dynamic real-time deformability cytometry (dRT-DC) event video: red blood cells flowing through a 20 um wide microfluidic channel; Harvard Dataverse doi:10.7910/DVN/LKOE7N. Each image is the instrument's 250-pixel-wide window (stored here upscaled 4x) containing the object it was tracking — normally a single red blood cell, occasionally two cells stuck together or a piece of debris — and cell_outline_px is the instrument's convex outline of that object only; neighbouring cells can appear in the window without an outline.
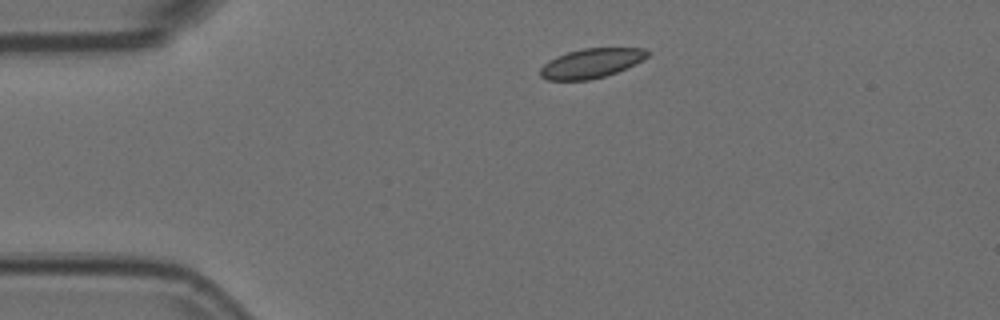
{"species": "Egyptian fruit bat (a non-hibernating species)", "species_latin": "Rousettus aegyptiacus", "temperature_condition": "room temperature", "stored_images_in_passage": 45, "camera_frame_rate_fps": 3000, "um_per_image_px": 0.085, "animal": {"sex": "female"}, "frame": {"image": 1, "passage_image": 1, "time_ms": 0.0, "image_size_px": [1000, 320], "cell_outline_px": [[652, 52], [648, 56], [636, 64], [616, 72], [604, 76], [588, 80], [548, 80], [540, 76], [540, 68], [548, 60], [556, 56], [568, 52], [584, 48], [644, 48]], "centroid_in_image_um": [50.26, 5.37], "position_along_channel_um": 34.7, "area_um2": 18.44}}
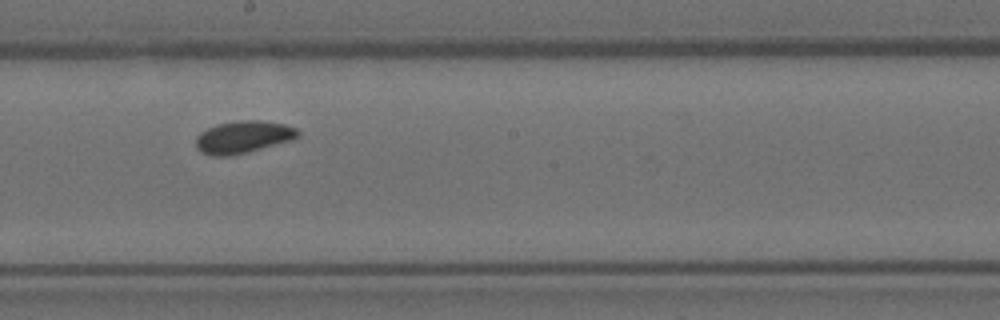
{"frame": {"image": 2, "passage_image": 20, "time_ms": 6.333, "image_size_px": [1000, 320], "cell_outline_px": [[300, 136], [292, 140], [248, 152], [228, 156], [212, 156], [200, 152], [196, 148], [196, 136], [200, 132], [216, 124], [240, 120], [260, 120], [284, 124], [296, 128], [300, 132]], "centroid_in_image_um": [20.66, 11.65], "position_along_channel_um": 227.5, "area_um2": 19.36}}
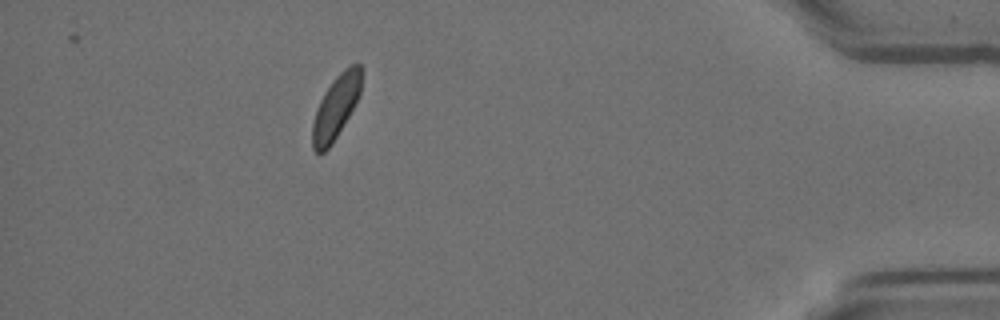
{"frame": {"image": 3, "passage_image": 39, "time_ms": 12.667, "image_size_px": [1000, 320], "cell_outline_px": [[360, 92], [348, 116], [332, 144], [324, 152], [316, 152], [312, 148], [312, 124], [316, 108], [324, 92], [336, 76], [348, 64], [360, 64]], "centroid_in_image_um": [28.5, 9.11], "position_along_channel_um": 406.7, "area_um2": 17.69}}